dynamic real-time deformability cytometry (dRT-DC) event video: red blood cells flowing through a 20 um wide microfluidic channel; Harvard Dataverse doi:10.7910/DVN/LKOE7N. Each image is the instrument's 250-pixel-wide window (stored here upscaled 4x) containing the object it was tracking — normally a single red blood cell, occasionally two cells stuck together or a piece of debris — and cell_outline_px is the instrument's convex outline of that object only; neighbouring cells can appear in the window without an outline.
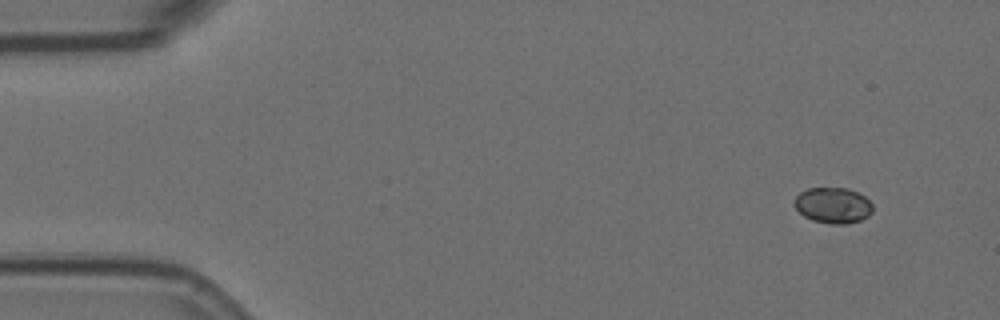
{"species": "Egyptian fruit bat (a non-hibernating species)", "species_latin": "Rousettus aegyptiacus", "temperature_condition": "room temperature", "stored_images_in_passage": 3, "camera_frame_rate_fps": 3000, "um_per_image_px": 0.085, "animal": {"sex": "female"}, "frame": {"image": 1, "passage_image": 1, "time_ms": 0.0, "image_size_px": [1000, 320], "cell_outline_px": [[872, 212], [868, 216], [860, 220], [844, 224], [832, 224], [812, 220], [804, 216], [792, 204], [792, 200], [800, 192], [808, 188], [848, 188], [864, 196], [872, 204]], "centroid_in_image_um": [70.77, 17.45], "position_along_channel_um": 14.2, "area_um2": 16.36}}